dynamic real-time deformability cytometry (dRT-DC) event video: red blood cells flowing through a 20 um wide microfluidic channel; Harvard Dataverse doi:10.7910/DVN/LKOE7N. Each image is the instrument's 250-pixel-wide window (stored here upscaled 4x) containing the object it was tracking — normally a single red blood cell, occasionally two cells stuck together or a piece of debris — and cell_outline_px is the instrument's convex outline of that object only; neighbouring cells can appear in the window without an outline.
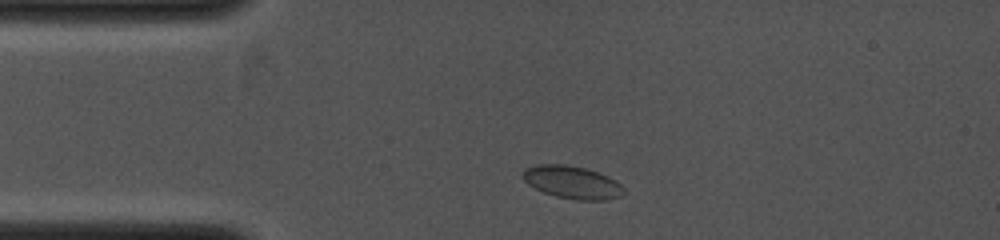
{"species": "common noctule bat (a hibernating species)", "species_latin": "Nyctalus noctula", "temperature_condition": "cold", "stored_images_in_passage": 8, "camera_frame_rate_fps": 4000, "um_per_image_px": 0.085, "animal": {"sex": "female", "body_mass_g": 19.0, "forearm_length_mm": 53.3}, "frame": {"image": 1, "passage_image": 2, "time_ms": 0.5, "image_size_px": [1000, 240], "cell_outline_px": [[624, 192], [620, 196], [604, 200], [576, 200], [556, 196], [544, 192], [528, 184], [524, 180], [524, 168], [536, 164], [564, 164], [584, 168], [608, 176], [616, 180], [624, 188]], "centroid_in_image_um": [48.64, 15.49], "position_along_channel_um": 36.4, "area_um2": 19.07}}
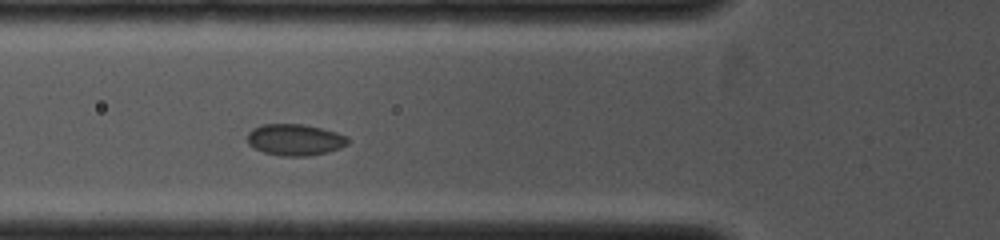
{"frame": {"image": 2, "passage_image": 5, "time_ms": 2.25, "image_size_px": [1000, 240], "cell_outline_px": [[348, 144], [340, 148], [328, 152], [308, 156], [284, 156], [264, 152], [248, 144], [248, 132], [252, 128], [260, 124], [304, 124], [336, 132], [348, 136]], "centroid_in_image_um": [25.08, 11.87], "position_along_channel_um": 100.7, "area_um2": 18.44}}
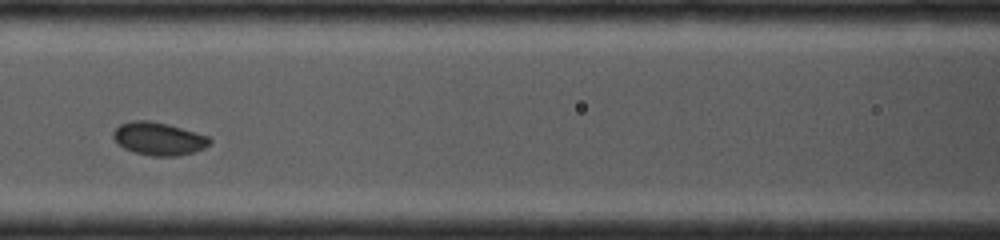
{"frame": {"image": 3, "passage_image": 7, "time_ms": 3.25, "image_size_px": [1000, 240], "cell_outline_px": [[212, 140], [204, 148], [192, 152], [176, 156], [152, 156], [136, 152], [124, 148], [112, 136], [112, 132], [120, 124], [132, 120], [148, 120], [180, 128], [208, 136]], "centroid_in_image_um": [13.46, 11.79], "position_along_channel_um": 153.1, "area_um2": 18.09}}